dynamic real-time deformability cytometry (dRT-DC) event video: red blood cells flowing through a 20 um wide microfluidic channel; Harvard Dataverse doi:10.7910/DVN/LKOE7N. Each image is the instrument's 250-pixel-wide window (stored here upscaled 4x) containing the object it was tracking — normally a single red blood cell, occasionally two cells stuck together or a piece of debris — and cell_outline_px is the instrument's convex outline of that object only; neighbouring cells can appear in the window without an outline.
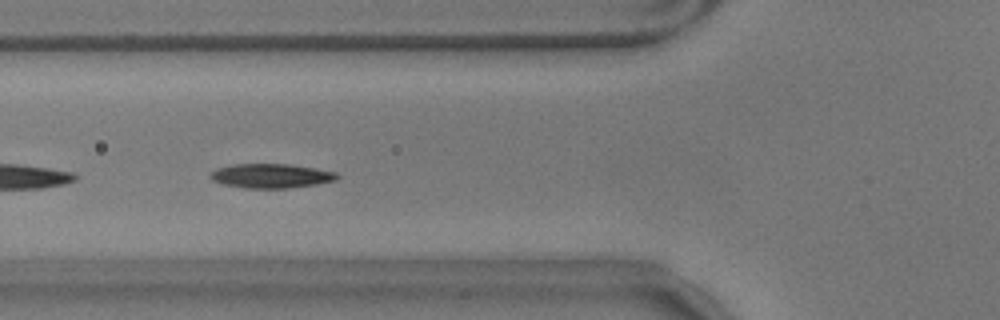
{"species": "common noctule bat (a hibernating species)", "species_latin": "Nyctalus noctula", "temperature_condition": "warm", "stored_images_in_passage": 15, "camera_frame_rate_fps": 3000, "um_per_image_px": 0.085, "animal": {"sex": "male", "body_mass_g": 17.9}, "frame": {"image": 1, "passage_image": 5, "time_ms": 1.333, "image_size_px": [1000, 320], "cell_outline_px": [[340, 176], [336, 180], [316, 184], [288, 188], [244, 188], [224, 184], [212, 180], [208, 176], [216, 168], [232, 164], [288, 164], [336, 172]], "centroid_in_image_um": [23.01, 14.95], "position_along_channel_um": 102.8, "area_um2": 17.86}}